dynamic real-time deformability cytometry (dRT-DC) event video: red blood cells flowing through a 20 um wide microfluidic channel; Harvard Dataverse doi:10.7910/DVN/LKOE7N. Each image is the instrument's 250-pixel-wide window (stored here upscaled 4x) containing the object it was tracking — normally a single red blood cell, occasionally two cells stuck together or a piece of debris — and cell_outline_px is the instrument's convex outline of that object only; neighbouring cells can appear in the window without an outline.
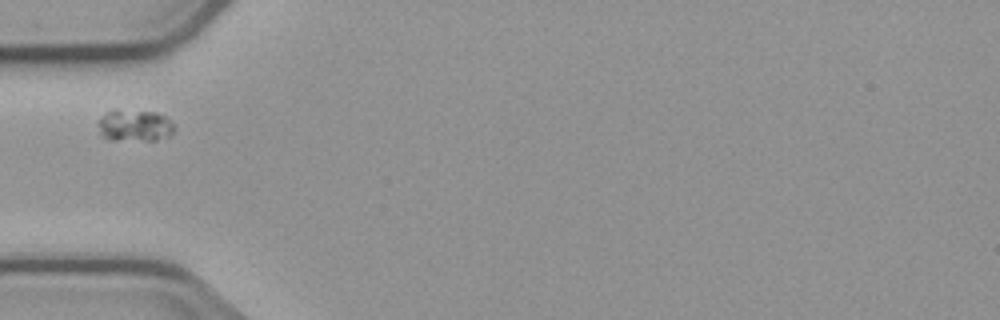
{"species": "common noctule bat (a hibernating species)", "species_latin": "Nyctalus noctula", "temperature_condition": "cold", "stored_images_in_passage": 10, "camera_frame_rate_fps": 3000, "um_per_image_px": 0.085, "animal": {"sex": "male", "body_mass_g": 23.1, "forearm_length_mm": 52.7}, "frame": {"image": 1, "passage_image": 5, "time_ms": 5.667, "image_size_px": [1000, 320], "cell_outline_px": [[176, 128], [168, 136], [156, 140], [108, 140], [100, 136], [100, 116], [112, 108], [116, 108], [156, 112], [164, 116], [176, 124]], "centroid_in_image_um": [11.44, 10.65], "position_along_channel_um": 73.6, "area_um2": 14.51}}
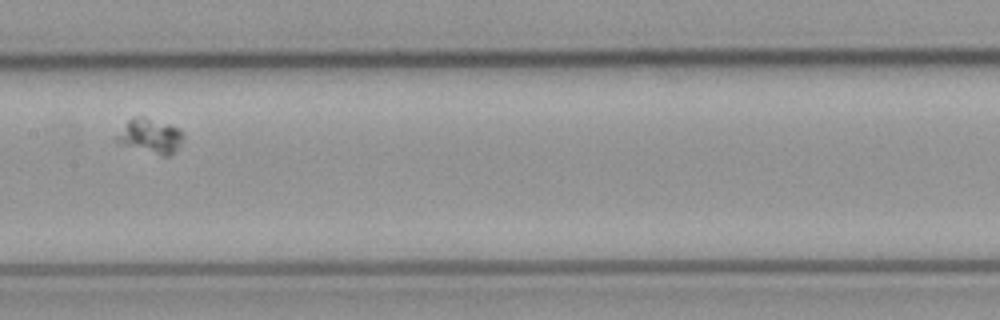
{"frame": {"image": 2, "passage_image": 8, "time_ms": 9.0, "image_size_px": [1000, 320], "cell_outline_px": [[184, 136], [180, 144], [168, 156], [160, 156], [116, 144], [112, 140], [128, 120], [136, 116], [144, 116], [180, 128], [184, 132]], "centroid_in_image_um": [12.71, 11.57], "position_along_channel_um": 194.7, "area_um2": 13.81}}
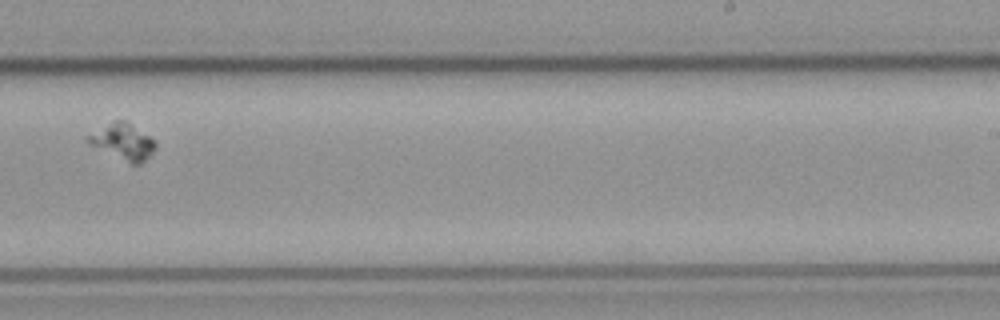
{"frame": {"image": 3, "passage_image": 10, "time_ms": 11.333, "image_size_px": [1000, 320], "cell_outline_px": [[156, 148], [140, 164], [132, 164], [88, 144], [84, 140], [84, 136], [116, 120], [124, 120], [148, 136], [156, 144]], "centroid_in_image_um": [10.39, 12.05], "position_along_channel_um": 278.6, "area_um2": 13.76}}